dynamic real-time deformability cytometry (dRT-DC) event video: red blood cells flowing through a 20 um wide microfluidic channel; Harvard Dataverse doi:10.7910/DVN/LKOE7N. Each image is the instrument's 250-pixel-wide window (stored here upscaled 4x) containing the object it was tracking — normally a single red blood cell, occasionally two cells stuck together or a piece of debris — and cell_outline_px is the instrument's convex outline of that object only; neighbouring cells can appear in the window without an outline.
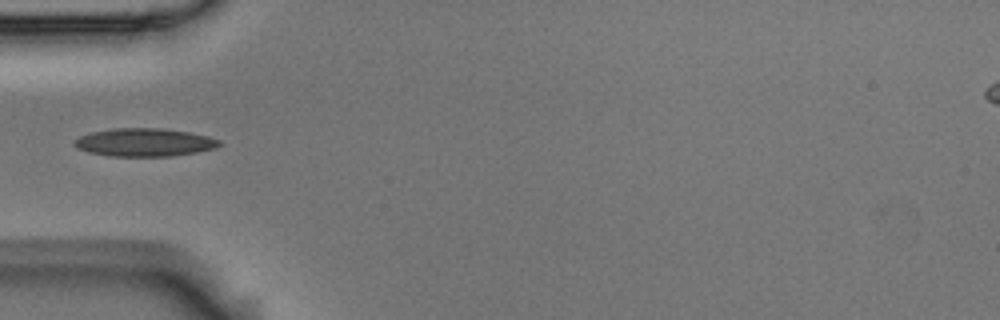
{"species": "Egyptian fruit bat (a non-hibernating species)", "species_latin": "Rousettus aegyptiacus", "temperature_condition": "room temperature", "stored_images_in_passage": 1, "camera_frame_rate_fps": 3000, "um_per_image_px": 0.085, "animal": {"sex": "male"}, "frame": {"image": 1, "passage_image": 1, "time_ms": 0.0, "image_size_px": [1000, 320], "cell_outline_px": [[224, 144], [216, 148], [196, 152], [172, 156], [108, 156], [88, 152], [76, 148], [72, 144], [72, 140], [80, 136], [92, 132], [112, 128], [160, 128], [188, 132], [208, 136], [220, 140]], "centroid_in_image_um": [12.26, 12.1], "position_along_channel_um": 72.7, "area_um2": 23.93}}